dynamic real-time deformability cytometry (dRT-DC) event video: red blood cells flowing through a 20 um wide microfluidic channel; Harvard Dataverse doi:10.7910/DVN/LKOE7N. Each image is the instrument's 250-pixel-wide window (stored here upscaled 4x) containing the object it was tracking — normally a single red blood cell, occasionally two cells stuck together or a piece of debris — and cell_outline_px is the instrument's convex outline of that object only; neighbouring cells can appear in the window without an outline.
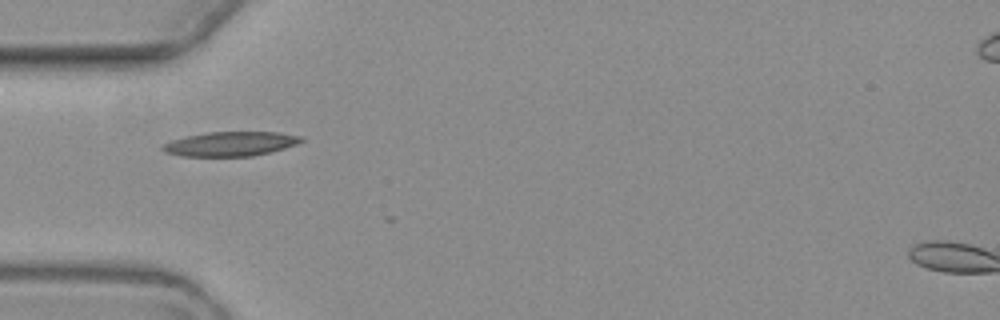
{"species": "common noctule bat (a hibernating species)", "species_latin": "Nyctalus noctula", "temperature_condition": "warm", "stored_images_in_passage": 3, "camera_frame_rate_fps": 3000, "um_per_image_px": 0.085, "animal": {"sex": "female", "body_mass_g": 19.3, "forearm_length_mm": 54.1}, "frame": {"image": 1, "passage_image": 1, "time_ms": 0.0, "image_size_px": [1000, 320], "cell_outline_px": [[304, 140], [296, 144], [284, 148], [252, 156], [180, 156], [164, 152], [160, 148], [164, 144], [172, 140], [188, 136], [208, 132], [280, 132], [304, 136]], "centroid_in_image_um": [19.6, 12.22], "position_along_channel_um": 65.4, "area_um2": 19.65}}
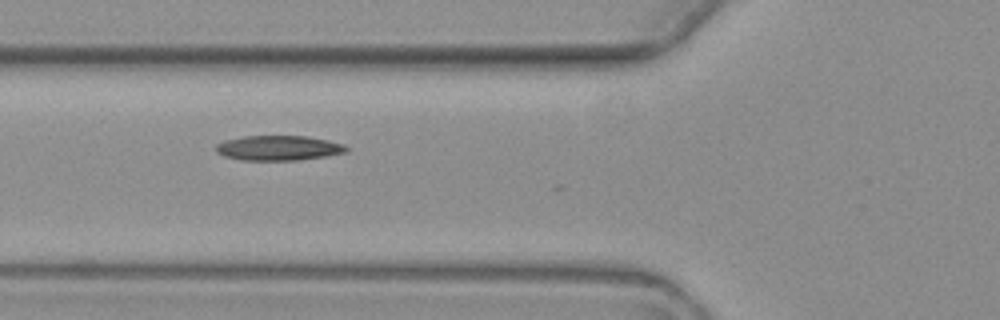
{"frame": {"image": 2, "passage_image": 2, "time_ms": 1.0, "image_size_px": [1000, 320], "cell_outline_px": [[348, 152], [324, 156], [296, 160], [240, 160], [224, 156], [216, 152], [216, 144], [224, 140], [244, 136], [308, 136], [328, 140], [344, 144], [348, 148]], "centroid_in_image_um": [23.66, 12.57], "position_along_channel_um": 102.1, "area_um2": 18.96}}